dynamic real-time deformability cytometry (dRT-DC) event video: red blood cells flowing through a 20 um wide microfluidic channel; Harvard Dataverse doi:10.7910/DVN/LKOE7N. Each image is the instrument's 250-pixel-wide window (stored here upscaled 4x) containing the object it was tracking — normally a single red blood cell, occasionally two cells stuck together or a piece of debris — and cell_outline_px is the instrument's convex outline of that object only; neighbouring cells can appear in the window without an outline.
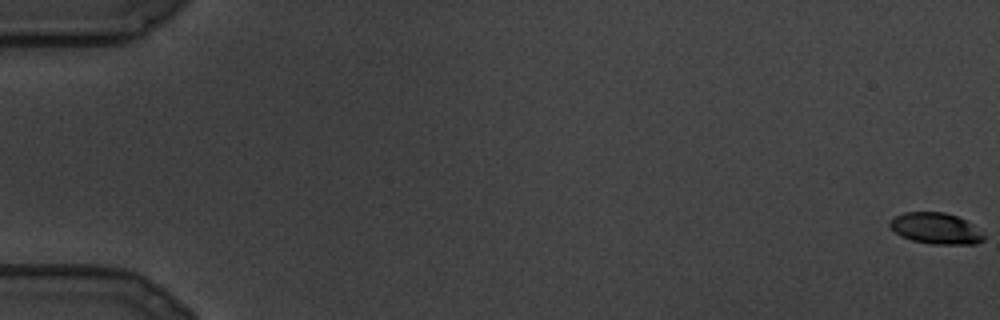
{"species": "common noctule bat (a hibernating species)", "species_latin": "Nyctalus noctula", "temperature_condition": "cold", "stored_images_in_passage": 109, "camera_frame_rate_fps": 3000, "um_per_image_px": 0.085, "animal": {"sex": "male", "body_mass_g": 19.5, "forearm_length_mm": 54.6}, "frame": {"image": 1, "passage_image": 1, "time_ms": 0.0, "image_size_px": [1000, 320], "cell_outline_px": [[984, 240], [976, 244], [932, 244], [912, 240], [900, 236], [888, 224], [888, 220], [904, 212], [944, 212], [956, 216], [972, 224], [984, 232]], "centroid_in_image_um": [79.55, 19.42], "position_along_channel_um": 5.4, "area_um2": 17.11}}
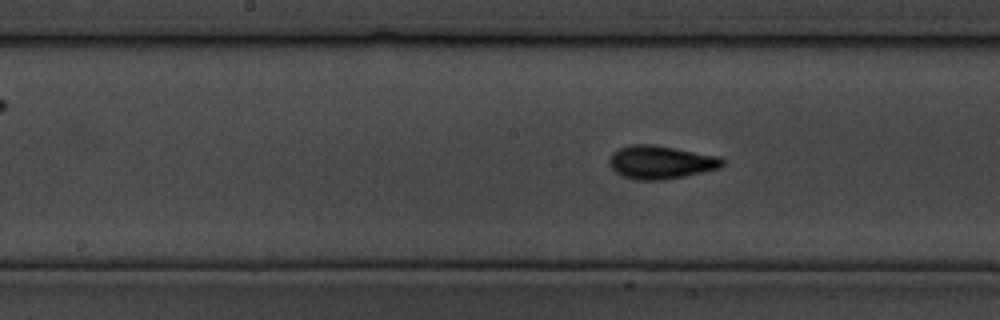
{"frame": {"image": 2, "passage_image": 57, "time_ms": 18.667, "image_size_px": [1000, 320], "cell_outline_px": [[724, 164], [720, 168], [684, 176], [660, 180], [636, 180], [624, 176], [616, 172], [608, 164], [608, 160], [612, 152], [620, 148], [632, 144], [652, 144], [676, 148], [720, 156], [724, 160]], "centroid_in_image_um": [56.16, 13.78], "position_along_channel_um": 192.0, "area_um2": 21.96}}
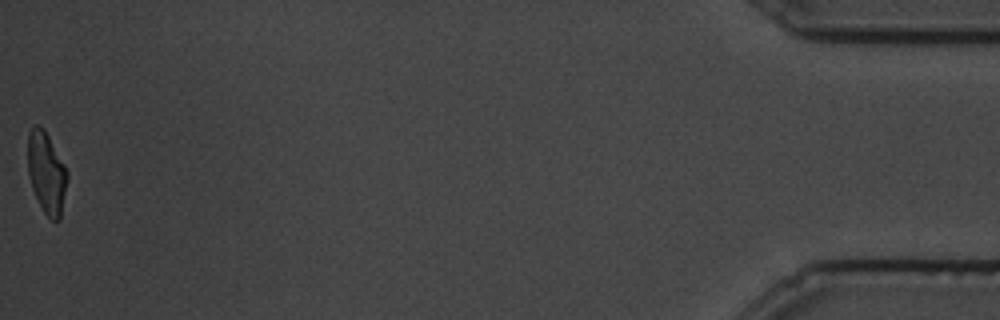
{"frame": {"image": 3, "passage_image": 109, "time_ms": 36.0, "image_size_px": [1000, 320], "cell_outline_px": [[68, 176], [60, 220], [52, 220], [44, 212], [32, 188], [28, 172], [28, 132], [32, 124], [36, 124], [44, 128], [64, 164], [68, 172]], "centroid_in_image_um": [3.95, 14.64], "position_along_channel_um": 431.3, "area_um2": 18.67}}